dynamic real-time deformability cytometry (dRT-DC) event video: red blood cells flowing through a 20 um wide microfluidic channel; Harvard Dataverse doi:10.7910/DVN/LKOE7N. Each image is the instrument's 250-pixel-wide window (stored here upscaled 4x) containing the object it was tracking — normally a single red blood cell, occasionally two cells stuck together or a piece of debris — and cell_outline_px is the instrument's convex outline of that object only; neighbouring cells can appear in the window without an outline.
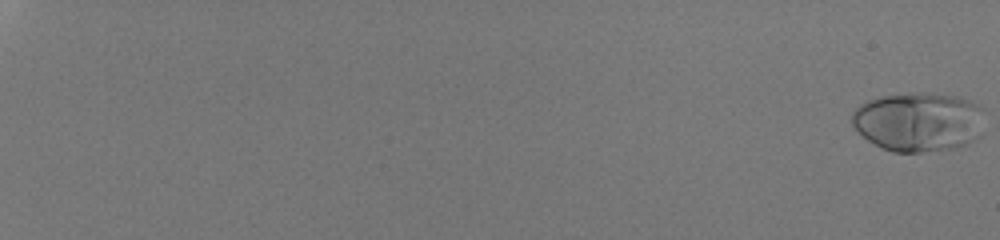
{"species": "human", "species_latin": "Homo sapiens", "temperature_condition": "room temperature", "stored_images_in_passage": 55, "camera_frame_rate_fps": 3000, "um_per_image_px": 0.085, "donor": {"sex": "male"}, "frame": {"image": 1, "passage_image": 1, "time_ms": 0.0, "image_size_px": [1000, 240], "cell_outline_px": [[984, 132], [980, 136], [968, 144], [956, 148], [920, 152], [892, 152], [880, 148], [868, 140], [852, 124], [852, 112], [860, 104], [868, 100], [884, 96], [960, 96], [976, 104], [980, 108]], "centroid_in_image_um": [78.09, 10.42], "position_along_channel_um": 6.9, "area_um2": 44.91}}
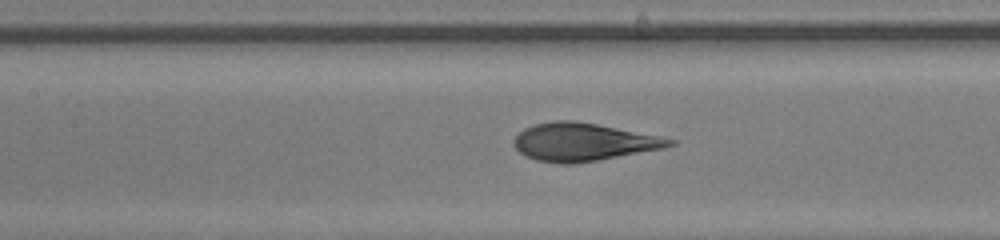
{"frame": {"image": 2, "passage_image": 32, "time_ms": 10.333, "image_size_px": [1000, 240], "cell_outline_px": [[676, 144], [664, 148], [596, 160], [572, 164], [560, 164], [536, 160], [524, 156], [512, 144], [512, 140], [524, 128], [536, 124], [552, 120], [572, 120], [596, 124], [664, 136], [676, 140]], "centroid_in_image_um": [49.57, 12.06], "position_along_channel_um": 157.8, "area_um2": 34.45}}
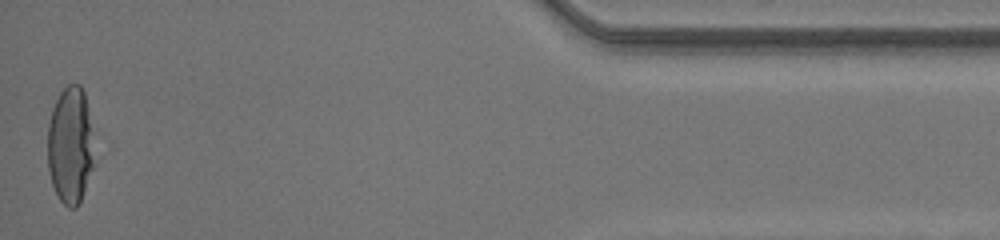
{"frame": {"image": 3, "passage_image": 55, "time_ms": 18.0, "image_size_px": [1000, 240], "cell_outline_px": [[96, 164], [80, 204], [76, 208], [68, 208], [60, 200], [52, 184], [48, 172], [48, 124], [52, 108], [60, 92], [68, 84], [80, 84], [84, 92], [88, 112]], "centroid_in_image_um": [5.99, 12.42], "position_along_channel_um": 429.2, "area_um2": 32.31}, "authors_computed_cell_mechanics": {"area_um2": 35.836, "velocity_mm_per_s": 4.2448, "shape_relaxation_time_tau1_ms": 4.149, "shape_relaxation_time_tau2_ms": null, "deformation_change_tau1": 0.2139, "deformation_change_tau2": null}}